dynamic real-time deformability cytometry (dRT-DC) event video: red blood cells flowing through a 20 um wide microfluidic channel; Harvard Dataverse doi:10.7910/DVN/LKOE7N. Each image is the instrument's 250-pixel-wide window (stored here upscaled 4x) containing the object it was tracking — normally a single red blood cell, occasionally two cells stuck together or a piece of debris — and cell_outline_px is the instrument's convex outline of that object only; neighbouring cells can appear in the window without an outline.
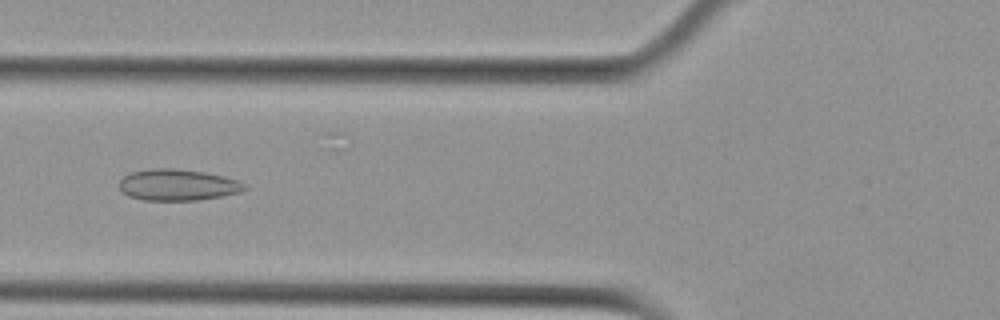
{"species": "Egyptian fruit bat (a non-hibernating species)", "species_latin": "Rousettus aegyptiacus", "temperature_condition": "cold", "stored_images_in_passage": 6, "camera_frame_rate_fps": 3000, "um_per_image_px": 0.085, "animal": {"sex": "female"}, "frame": {"image": 1, "passage_image": 6, "time_ms": 1.667, "image_size_px": [1000, 320], "cell_outline_px": [[248, 188], [240, 192], [220, 196], [196, 200], [144, 200], [128, 196], [120, 188], [120, 180], [124, 176], [132, 172], [152, 168], [172, 168], [204, 172], [224, 176], [236, 180], [244, 184]], "centroid_in_image_um": [15.1, 15.71], "position_along_channel_um": 110.7, "area_um2": 22.66}}